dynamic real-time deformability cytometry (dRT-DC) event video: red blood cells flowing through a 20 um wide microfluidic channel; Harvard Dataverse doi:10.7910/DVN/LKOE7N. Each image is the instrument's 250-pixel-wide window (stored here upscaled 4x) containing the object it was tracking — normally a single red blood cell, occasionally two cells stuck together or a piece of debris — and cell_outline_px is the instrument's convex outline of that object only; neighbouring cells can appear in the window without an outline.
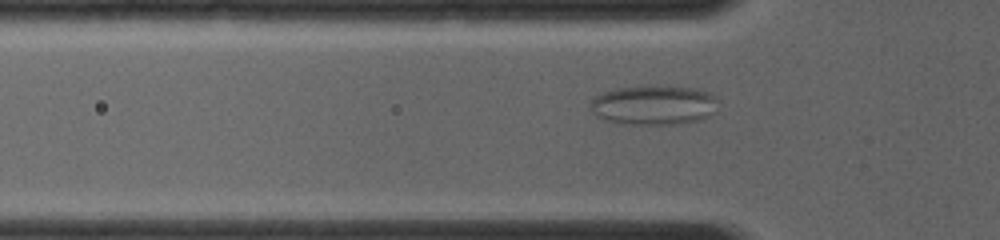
{"species": "common noctule bat (a hibernating species)", "species_latin": "Nyctalus noctula", "temperature_condition": "room temperature", "stored_images_in_passage": 47, "segment_of_instrument_passage": [1, 2], "camera_frame_rate_fps": 4000, "um_per_image_px": 0.085, "animal": {"sex": "female", "body_mass_g": 19.0, "forearm_length_mm": 56.7}, "frame": {"image": 1, "passage_image": 22, "time_ms": 3.25, "image_size_px": [1000, 240], "cell_outline_px": [[716, 100], [712, 112], [708, 116], [700, 120], [676, 124], [632, 124], [604, 120], [596, 116], [588, 108], [588, 104], [592, 96], [616, 88], [648, 84], [700, 88], [716, 96]], "centroid_in_image_um": [55.5, 8.89], "position_along_channel_um": 70.3, "area_um2": 30.06}}
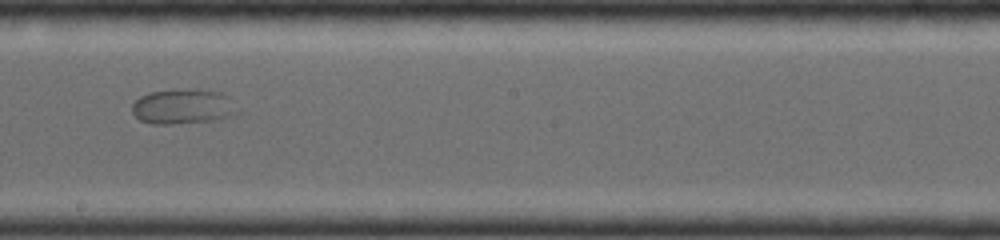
{"frame": {"image": 2, "passage_image": 34, "time_ms": 7.0, "image_size_px": [1000, 240], "cell_outline_px": [[240, 112], [220, 120], [168, 124], [152, 124], [140, 120], [132, 112], [132, 104], [140, 96], [148, 92], [224, 92], [228, 96]], "centroid_in_image_um": [15.56, 9.12], "position_along_channel_um": 232.6, "area_um2": 20.75}}
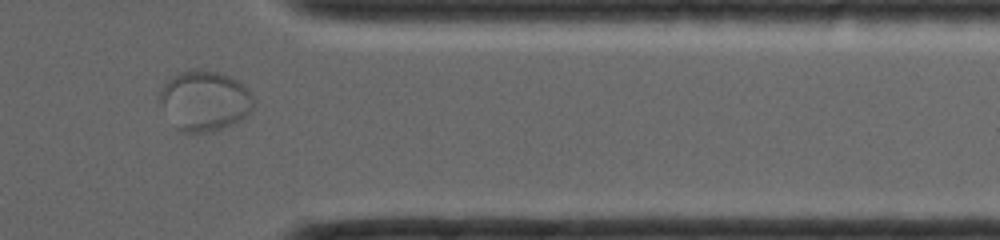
{"frame": {"image": 3, "passage_image": 44, "time_ms": 10.75, "image_size_px": [1000, 240], "cell_outline_px": [[256, 100], [252, 108], [240, 120], [232, 124], [212, 132], [180, 132], [176, 128], [160, 100], [160, 92], [164, 84], [172, 76], [180, 72], [192, 68], [200, 68], [216, 72], [228, 76], [244, 84], [248, 88]], "centroid_in_image_um": [17.42, 8.54], "position_along_channel_um": 394.0, "area_um2": 32.77}}